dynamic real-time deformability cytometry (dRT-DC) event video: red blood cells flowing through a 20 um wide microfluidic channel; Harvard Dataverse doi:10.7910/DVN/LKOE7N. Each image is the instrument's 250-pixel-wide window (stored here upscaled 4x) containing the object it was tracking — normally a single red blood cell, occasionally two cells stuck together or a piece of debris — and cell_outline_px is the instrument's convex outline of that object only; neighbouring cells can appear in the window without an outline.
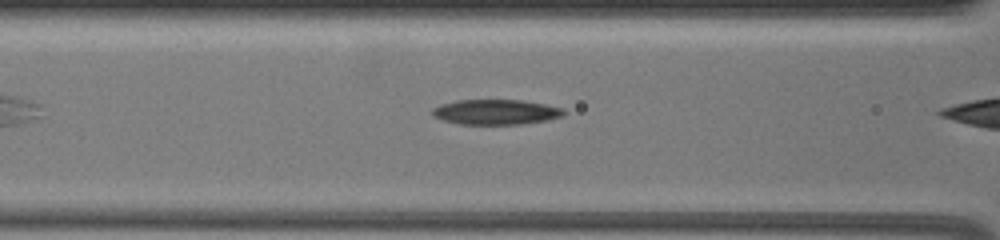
{"species": "common noctule bat (a hibernating species)", "species_latin": "Nyctalus noctula", "temperature_condition": "warm", "stored_images_in_passage": 12, "camera_frame_rate_fps": 3000, "um_per_image_px": 0.085, "animal": {"sex": "female", "body_mass_g": 19.5, "forearm_length_mm": 54.1}, "frame": {"image": 1, "passage_image": 7, "time_ms": 2.0, "image_size_px": [1000, 240], "cell_outline_px": [[564, 112], [560, 116], [544, 120], [520, 124], [460, 124], [444, 120], [432, 116], [432, 108], [440, 104], [456, 100], [520, 100], [544, 104], [560, 108]], "centroid_in_image_um": [42.05, 9.51], "position_along_channel_um": 124.6, "area_um2": 18.9}}